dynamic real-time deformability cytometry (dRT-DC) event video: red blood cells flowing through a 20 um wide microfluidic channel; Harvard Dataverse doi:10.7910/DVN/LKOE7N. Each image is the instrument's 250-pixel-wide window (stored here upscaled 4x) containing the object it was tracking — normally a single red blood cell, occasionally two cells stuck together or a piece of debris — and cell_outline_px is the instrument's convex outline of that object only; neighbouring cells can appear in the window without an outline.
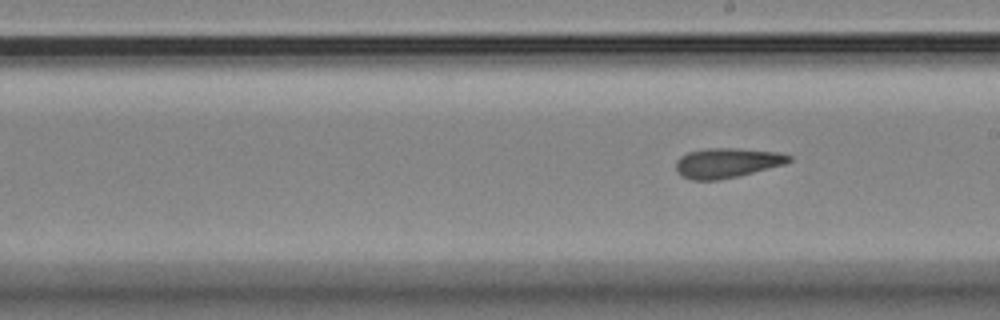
{"species": "Egyptian fruit bat (a non-hibernating species)", "species_latin": "Rousettus aegyptiacus", "temperature_condition": "room temperature", "stored_images_in_passage": 8, "segment_of_instrument_passage": [2, 2], "camera_frame_rate_fps": 3000, "um_per_image_px": 0.085, "animal": {"sex": "female"}, "frame": {"image": 1, "passage_image": 8, "time_ms": 8.333, "image_size_px": [1000, 320], "cell_outline_px": [[792, 160], [784, 164], [740, 176], [720, 180], [692, 180], [680, 176], [676, 172], [676, 160], [680, 156], [688, 152], [708, 148], [736, 148], [776, 152], [792, 156]], "centroid_in_image_um": [61.76, 13.85], "position_along_channel_um": 227.2, "area_um2": 19.77}}